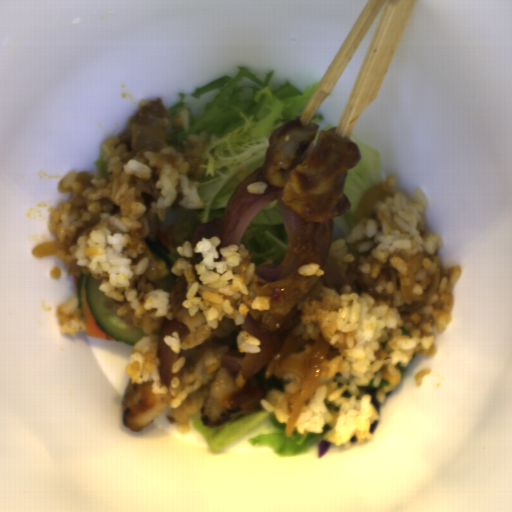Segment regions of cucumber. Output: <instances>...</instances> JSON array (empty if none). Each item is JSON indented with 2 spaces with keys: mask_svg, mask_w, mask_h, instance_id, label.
I'll list each match as a JSON object with an SVG mask.
<instances>
[{
  "mask_svg": "<svg viewBox=\"0 0 512 512\" xmlns=\"http://www.w3.org/2000/svg\"><path fill=\"white\" fill-rule=\"evenodd\" d=\"M101 282L102 279L93 278L80 271L75 282L74 297L78 298L81 317L92 319L102 332L121 343L135 345L148 335L133 326L132 317L117 315V309L129 301L125 298L116 301L107 297L103 290H99Z\"/></svg>",
  "mask_w": 512,
  "mask_h": 512,
  "instance_id": "obj_1",
  "label": "cucumber"
}]
</instances>
